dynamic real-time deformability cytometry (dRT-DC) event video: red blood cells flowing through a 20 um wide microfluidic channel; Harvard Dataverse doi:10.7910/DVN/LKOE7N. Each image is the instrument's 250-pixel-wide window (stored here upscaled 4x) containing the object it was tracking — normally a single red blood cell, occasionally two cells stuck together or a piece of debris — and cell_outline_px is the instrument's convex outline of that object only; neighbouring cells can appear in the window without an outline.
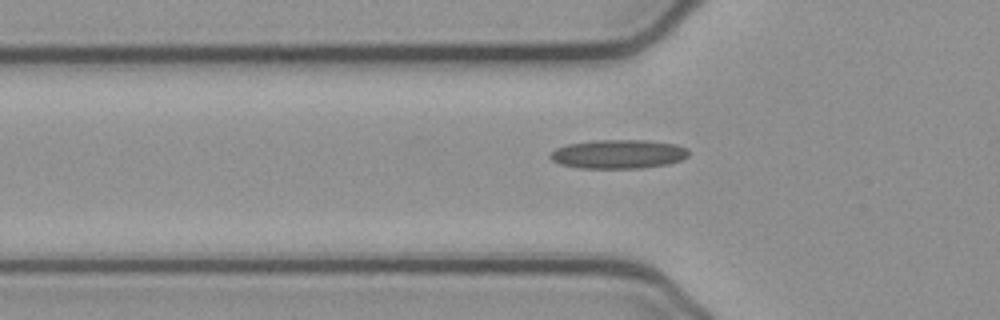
{"species": "common noctule bat (a hibernating species)", "species_latin": "Nyctalus noctula", "temperature_condition": "cold", "stored_images_in_passage": 37, "camera_frame_rate_fps": 3000, "um_per_image_px": 0.085, "animal": {"sex": "female", "body_mass_g": 21.9}, "frame": {"image": 1, "passage_image": 6, "time_ms": 1.667, "image_size_px": [1000, 320], "cell_outline_px": [[688, 156], [680, 160], [668, 164], [640, 168], [580, 168], [560, 164], [552, 160], [548, 156], [556, 148], [568, 144], [592, 140], [644, 140], [676, 144], [688, 148]], "centroid_in_image_um": [52.55, 13.09], "position_along_channel_um": 73.2, "area_um2": 23.35}}
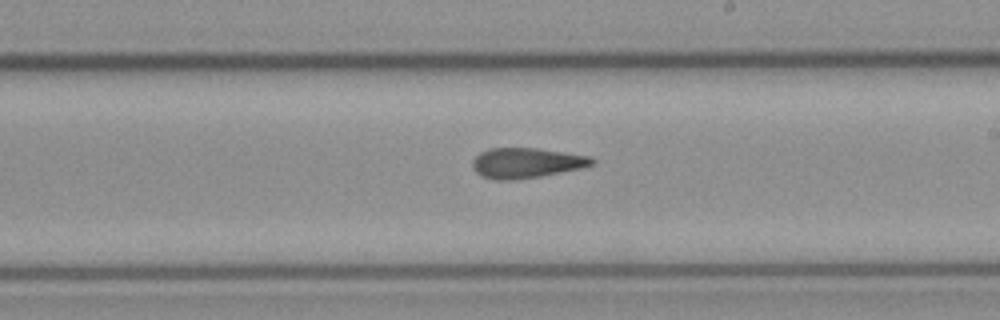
{"frame": {"image": 2, "passage_image": 19, "time_ms": 6.0, "image_size_px": [1000, 320], "cell_outline_px": [[596, 164], [580, 168], [540, 176], [516, 180], [496, 180], [480, 176], [472, 168], [472, 160], [480, 152], [488, 148], [536, 148], [592, 156], [596, 160]], "centroid_in_image_um": [44.73, 13.85], "position_along_channel_um": 244.3, "area_um2": 21.21}}
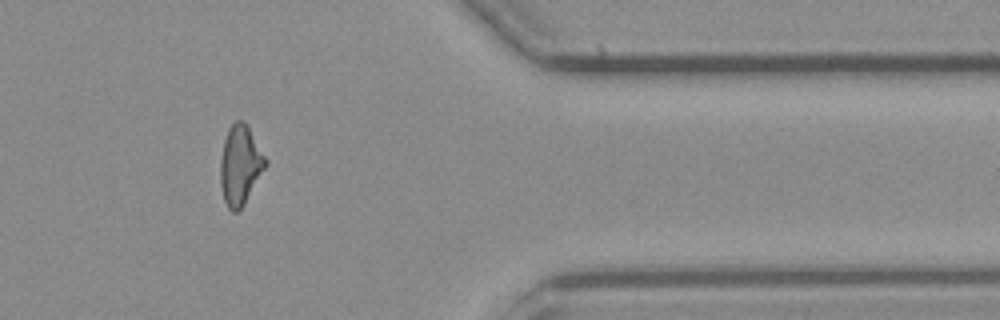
{"frame": {"image": 3, "passage_image": 32, "time_ms": 10.333, "image_size_px": [1000, 320], "cell_outline_px": [[268, 164], [244, 204], [236, 212], [232, 212], [228, 208], [224, 200], [220, 184], [220, 160], [224, 140], [228, 128], [236, 120], [240, 120], [248, 124], [268, 160]], "centroid_in_image_um": [20.43, 14.01], "position_along_channel_um": 391.0, "area_um2": 21.15}, "authors_computed_cell_mechanics": {"area_um2": 21.1548, "velocity_mm_per_s": 3.909, "shape_relaxation_time_tau1_ms": null, "shape_relaxation_time_tau2_ms": 3.9915, "deformation_change_tau1": null, "deformation_change_tau2": 0.1521}}